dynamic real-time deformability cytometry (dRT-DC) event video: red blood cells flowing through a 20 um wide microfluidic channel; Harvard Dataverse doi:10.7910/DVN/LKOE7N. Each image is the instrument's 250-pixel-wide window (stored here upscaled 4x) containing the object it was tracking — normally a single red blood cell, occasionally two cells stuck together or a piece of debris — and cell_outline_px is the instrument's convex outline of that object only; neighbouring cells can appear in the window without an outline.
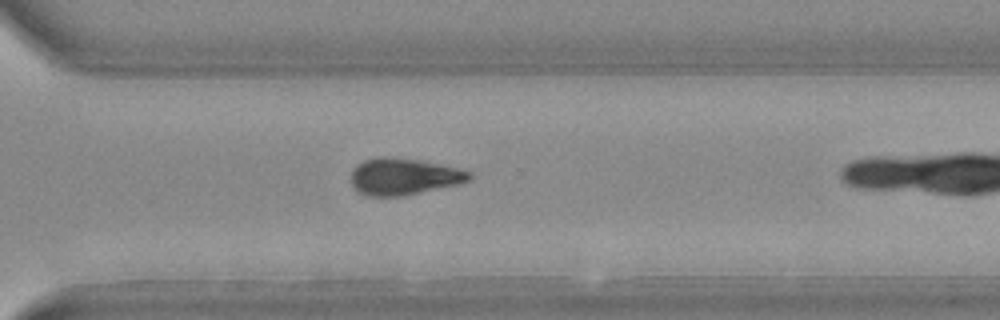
{"species": "Egyptian fruit bat (a non-hibernating species)", "species_latin": "Rousettus aegyptiacus", "temperature_condition": "warm", "stored_images_in_passage": 40, "camera_frame_rate_fps": 3000, "um_per_image_px": 0.085, "animal": {"sex": "female"}, "frame": {"image": 1, "passage_image": 35, "time_ms": 11.333, "image_size_px": [1000, 320], "cell_outline_px": [[472, 176], [468, 180], [460, 184], [404, 196], [368, 196], [360, 192], [352, 184], [352, 168], [356, 164], [364, 160], [380, 156], [388, 156], [420, 160], [440, 164], [472, 172]], "centroid_in_image_um": [34.32, 15.0], "position_along_channel_um": 336.3, "area_um2": 25.37}}
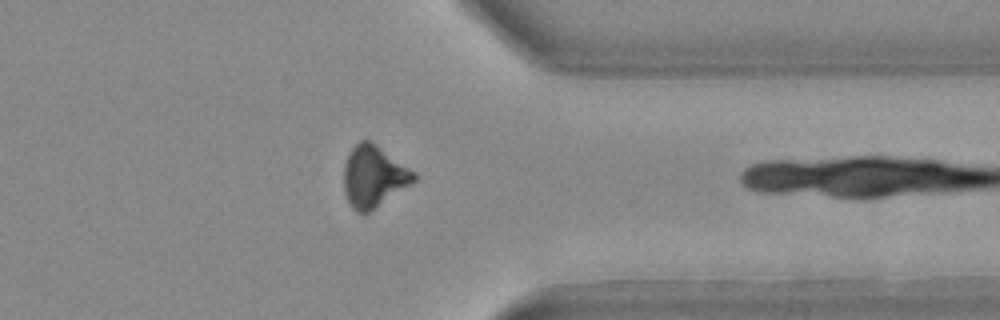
{"frame": {"image": 2, "passage_image": 39, "time_ms": 12.667, "image_size_px": [1000, 320], "cell_outline_px": [[416, 180], [368, 212], [356, 212], [352, 208], [344, 192], [344, 164], [352, 148], [360, 140], [372, 140], [416, 172]], "centroid_in_image_um": [31.76, 14.96], "position_along_channel_um": 379.6, "area_um2": 24.91}}